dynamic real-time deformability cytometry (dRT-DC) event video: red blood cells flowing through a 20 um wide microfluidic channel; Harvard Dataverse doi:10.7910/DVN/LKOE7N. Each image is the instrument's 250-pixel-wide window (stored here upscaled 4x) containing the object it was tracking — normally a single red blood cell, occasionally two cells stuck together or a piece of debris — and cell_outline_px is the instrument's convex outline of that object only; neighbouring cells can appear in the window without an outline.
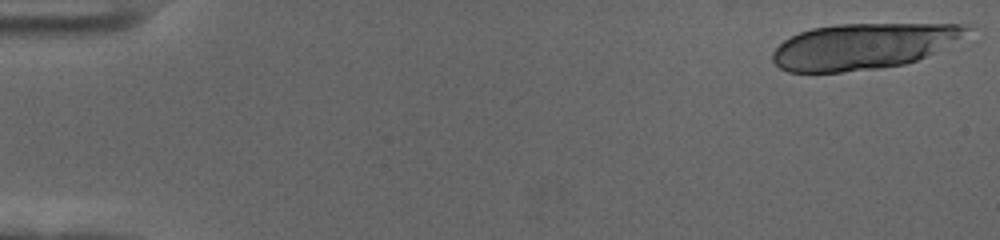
{"species": "human", "species_latin": "Homo sapiens", "temperature_condition": "cold", "stored_images_in_passage": 20, "camera_frame_rate_fps": 3000, "um_per_image_px": 0.085, "donor": {"sex": "female"}, "frame": {"image": 1, "passage_image": 1, "time_ms": 0.0, "image_size_px": [1000, 240], "cell_outline_px": [[972, 28], [960, 36], [932, 52], [916, 60], [904, 64], [876, 68], [840, 72], [788, 72], [780, 68], [772, 60], [772, 52], [784, 40], [800, 32], [812, 28], [836, 24], [968, 24]], "centroid_in_image_um": [73.27, 3.92], "position_along_channel_um": 11.7, "area_um2": 50.98}}